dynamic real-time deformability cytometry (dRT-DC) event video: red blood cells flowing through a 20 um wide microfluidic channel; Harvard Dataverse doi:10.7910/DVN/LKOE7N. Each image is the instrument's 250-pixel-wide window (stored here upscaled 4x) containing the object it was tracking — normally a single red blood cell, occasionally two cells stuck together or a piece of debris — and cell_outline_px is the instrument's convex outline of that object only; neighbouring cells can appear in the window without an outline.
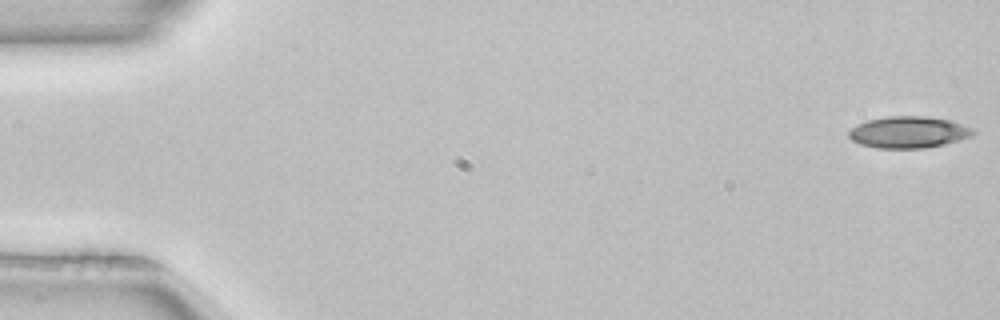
{"species": "common noctule bat (a hibernating species)", "species_latin": "Nyctalus noctula", "temperature_condition": "room temperature", "stored_images_in_passage": 51, "camera_frame_rate_fps": 3000, "um_per_image_px": 0.085, "animal": {"sex": "female", "body_mass_g": 22.7, "forearm_length_mm": 54.2}, "frame": {"image": 1, "passage_image": 1, "time_ms": 0.0, "image_size_px": [1000, 320], "cell_outline_px": [[976, 132], [968, 136], [944, 144], [924, 148], [876, 148], [860, 144], [852, 140], [848, 136], [848, 132], [852, 128], [868, 120], [888, 116], [924, 116], [948, 120], [972, 128]], "centroid_in_image_um": [77.18, 11.24], "position_along_channel_um": 7.8, "area_um2": 22.48}}
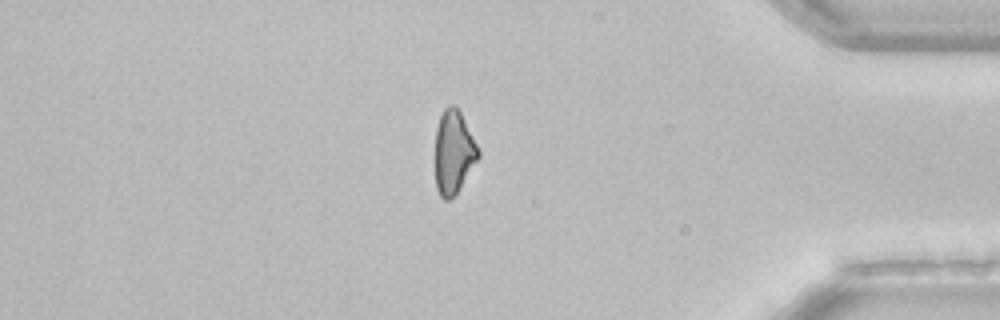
{"frame": {"image": 2, "passage_image": 44, "time_ms": 14.333, "image_size_px": [1000, 320], "cell_outline_px": [[480, 156], [460, 188], [452, 200], [444, 200], [440, 196], [436, 188], [436, 128], [440, 116], [444, 108], [448, 104], [456, 104], [480, 152]], "centroid_in_image_um": [38.55, 12.95], "position_along_channel_um": 396.7, "area_um2": 20.87}}